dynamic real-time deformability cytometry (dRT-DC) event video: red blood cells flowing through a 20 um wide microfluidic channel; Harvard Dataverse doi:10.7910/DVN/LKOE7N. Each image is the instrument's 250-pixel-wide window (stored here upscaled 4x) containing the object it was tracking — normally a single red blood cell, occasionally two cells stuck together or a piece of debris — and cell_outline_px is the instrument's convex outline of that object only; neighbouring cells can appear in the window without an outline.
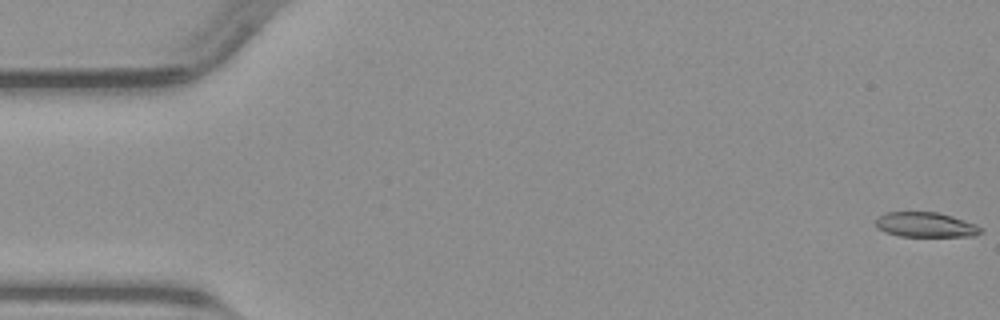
{"species": "common noctule bat (a hibernating species)", "species_latin": "Nyctalus noctula", "temperature_condition": "warm", "stored_images_in_passage": 51, "camera_frame_rate_fps": 3000, "um_per_image_px": 0.085, "animal": {"sex": "male", "body_mass_g": 23.1, "forearm_length_mm": 52.7}, "frame": {"image": 1, "passage_image": 1, "time_ms": 0.0, "image_size_px": [1000, 320], "cell_outline_px": [[984, 232], [976, 236], [900, 236], [884, 232], [876, 228], [876, 216], [884, 212], [936, 212], [952, 216], [976, 224], [984, 228]], "centroid_in_image_um": [78.68, 19.1], "position_along_channel_um": 6.3, "area_um2": 15.49}}
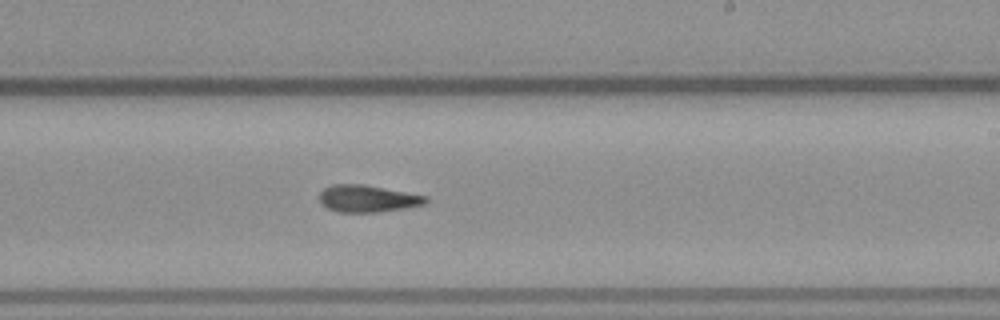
{"frame": {"image": 2, "passage_image": 30, "time_ms": 9.667, "image_size_px": [1000, 320], "cell_outline_px": [[428, 200], [424, 204], [404, 208], [380, 212], [336, 212], [328, 208], [320, 200], [320, 192], [324, 188], [332, 184], [364, 184], [428, 196]], "centroid_in_image_um": [31.25, 16.87], "position_along_channel_um": 257.7, "area_um2": 16.7}}
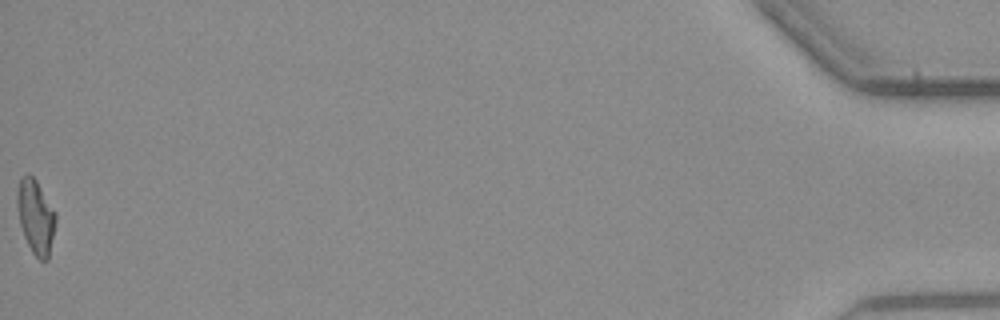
{"frame": {"image": 3, "passage_image": 51, "time_ms": 16.667, "image_size_px": [1000, 320], "cell_outline_px": [[56, 220], [48, 260], [40, 260], [32, 252], [24, 236], [20, 224], [16, 204], [16, 192], [20, 180], [28, 172], [36, 180], [56, 212]], "centroid_in_image_um": [3.03, 18.4], "position_along_channel_um": 432.2, "area_um2": 16.59}}